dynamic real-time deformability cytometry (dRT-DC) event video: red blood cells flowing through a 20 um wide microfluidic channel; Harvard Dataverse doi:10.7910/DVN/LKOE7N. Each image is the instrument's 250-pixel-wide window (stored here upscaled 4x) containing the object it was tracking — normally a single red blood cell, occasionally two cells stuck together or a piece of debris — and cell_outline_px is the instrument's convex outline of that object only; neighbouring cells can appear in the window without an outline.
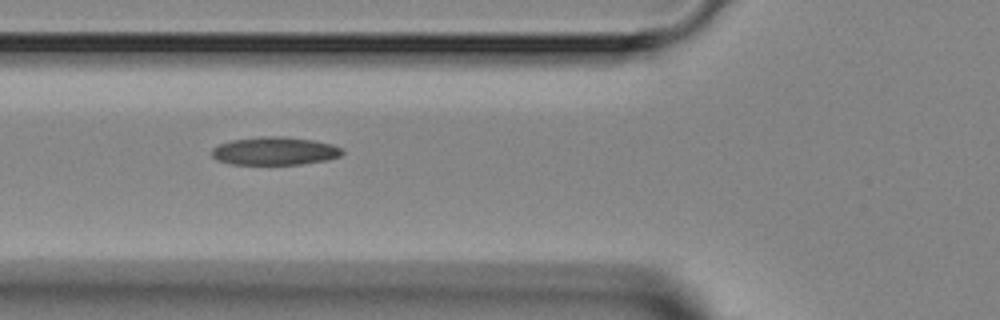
{"species": "Egyptian fruit bat (a non-hibernating species)", "species_latin": "Rousettus aegyptiacus", "temperature_condition": "room temperature", "stored_images_in_passage": 5, "camera_frame_rate_fps": 3000, "um_per_image_px": 0.085, "animal": {"sex": "female"}, "frame": {"image": 1, "passage_image": 2, "time_ms": 1.0, "image_size_px": [1000, 320], "cell_outline_px": [[344, 152], [340, 156], [328, 160], [300, 164], [228, 164], [216, 160], [212, 156], [212, 148], [220, 144], [232, 140], [260, 136], [280, 136], [316, 140], [332, 144], [340, 148]], "centroid_in_image_um": [23.35, 12.83], "position_along_channel_um": 102.5, "area_um2": 21.44}}
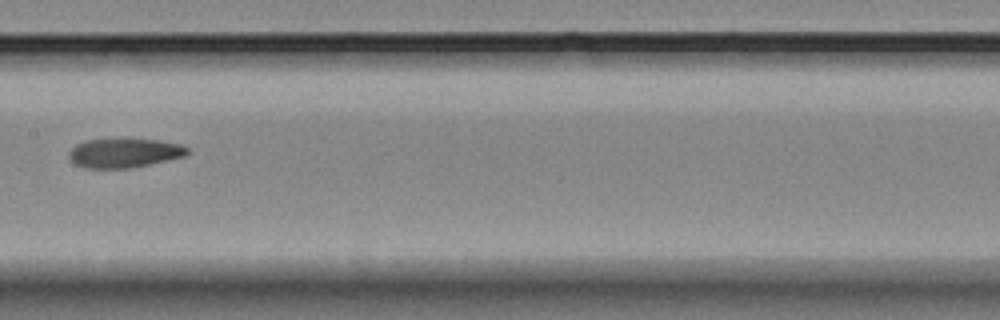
{"frame": {"image": 2, "passage_image": 4, "time_ms": 3.333, "image_size_px": [1000, 320], "cell_outline_px": [[188, 152], [184, 156], [148, 164], [128, 168], [84, 168], [76, 164], [68, 156], [68, 152], [76, 144], [84, 140], [156, 140], [180, 144], [188, 148]], "centroid_in_image_um": [10.52, 13.01], "position_along_channel_um": 196.9, "area_um2": 19.65}}
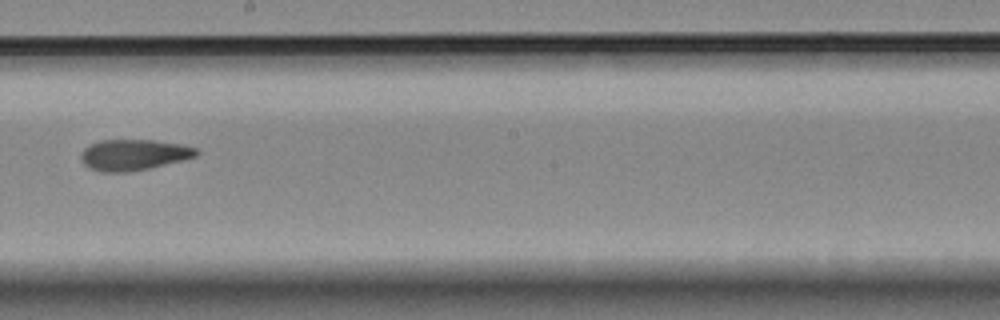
{"frame": {"image": 3, "passage_image": 5, "time_ms": 4.333, "image_size_px": [1000, 320], "cell_outline_px": [[200, 152], [196, 156], [184, 160], [148, 168], [128, 172], [100, 172], [88, 168], [80, 160], [80, 152], [88, 144], [100, 140], [152, 140], [180, 144], [196, 148]], "centroid_in_image_um": [11.31, 13.16], "position_along_channel_um": 236.9, "area_um2": 20.98}}